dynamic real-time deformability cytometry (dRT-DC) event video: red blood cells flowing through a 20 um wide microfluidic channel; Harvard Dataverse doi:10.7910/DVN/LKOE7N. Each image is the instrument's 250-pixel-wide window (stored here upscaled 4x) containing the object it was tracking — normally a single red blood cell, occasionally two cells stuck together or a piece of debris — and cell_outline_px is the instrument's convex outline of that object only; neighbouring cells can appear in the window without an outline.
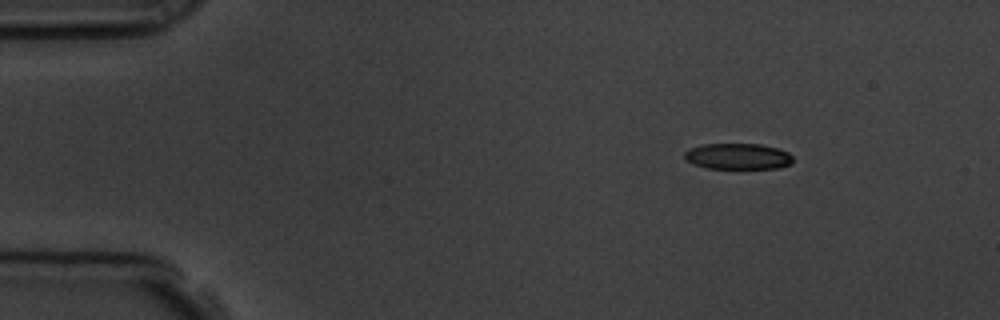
{"species": "common noctule bat (a hibernating species)", "species_latin": "Nyctalus noctula", "temperature_condition": "room temperature", "stored_images_in_passage": 47, "camera_frame_rate_fps": 3000, "um_per_image_px": 0.085, "animal": {"sex": "male", "body_mass_g": 19.5, "forearm_length_mm": 54.6}, "frame": {"image": 1, "passage_image": 1, "time_ms": 0.0, "image_size_px": [1000, 320], "cell_outline_px": [[792, 160], [788, 164], [776, 168], [708, 168], [692, 164], [684, 156], [684, 152], [688, 148], [704, 144], [760, 144], [776, 148], [788, 152], [792, 156]], "centroid_in_image_um": [62.67, 13.28], "position_along_channel_um": 22.3, "area_um2": 16.24}}
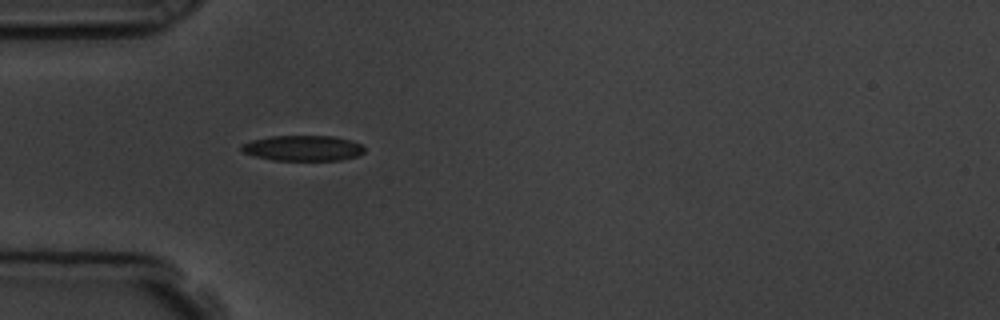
{"frame": {"image": 2, "passage_image": 10, "time_ms": 3.0, "image_size_px": [1000, 320], "cell_outline_px": [[364, 152], [356, 156], [340, 160], [272, 160], [256, 156], [244, 152], [240, 148], [240, 144], [252, 140], [272, 136], [332, 136], [352, 140], [360, 144], [364, 148]], "centroid_in_image_um": [25.74, 12.59], "position_along_channel_um": 59.3, "area_um2": 18.15}}
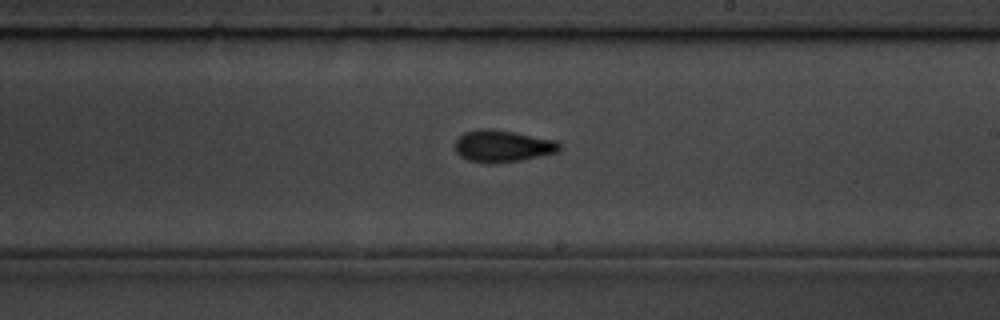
{"frame": {"image": 3, "passage_image": 25, "time_ms": 8.0, "image_size_px": [1000, 320], "cell_outline_px": [[560, 148], [556, 152], [520, 160], [496, 164], [468, 160], [460, 156], [456, 152], [456, 140], [464, 132], [480, 128], [492, 128], [556, 140], [560, 144]], "centroid_in_image_um": [42.69, 12.41], "position_along_channel_um": 246.3, "area_um2": 19.31}, "authors_computed_cell_mechanics": {"area_um2": 18.1492, "velocity_mm_per_s": 3.8185, "shape_relaxation_time_tau1_ms": 3.1185, "shape_relaxation_time_tau2_ms": 3.2094, "deformation_change_tau1": 0.1312, "deformation_change_tau2": 0.0971}}